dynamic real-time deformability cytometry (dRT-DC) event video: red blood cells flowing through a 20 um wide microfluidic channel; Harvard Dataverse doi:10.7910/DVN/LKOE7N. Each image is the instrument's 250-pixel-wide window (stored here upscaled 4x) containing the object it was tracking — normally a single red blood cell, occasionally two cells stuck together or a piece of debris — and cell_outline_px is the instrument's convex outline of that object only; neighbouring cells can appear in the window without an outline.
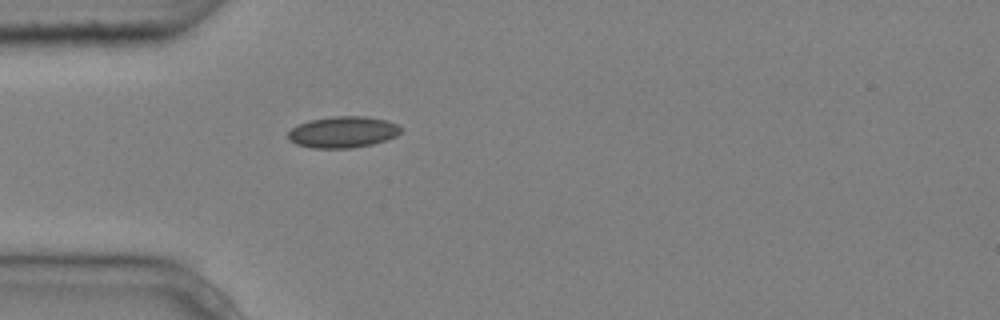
{"species": "common noctule bat (a hibernating species)", "species_latin": "Nyctalus noctula", "temperature_condition": "cold", "stored_images_in_passage": 1, "camera_frame_rate_fps": 3000, "um_per_image_px": 0.085, "animal": {"sex": "male", "body_mass_g": 20.4}, "frame": {"image": 1, "passage_image": 1, "time_ms": 0.0, "image_size_px": [1000, 320], "cell_outline_px": [[400, 132], [396, 136], [372, 144], [352, 148], [312, 148], [296, 144], [288, 140], [288, 132], [292, 128], [308, 120], [332, 116], [364, 116], [384, 120], [396, 124], [400, 128]], "centroid_in_image_um": [29.1, 11.23], "position_along_channel_um": 55.9, "area_um2": 20.46}}